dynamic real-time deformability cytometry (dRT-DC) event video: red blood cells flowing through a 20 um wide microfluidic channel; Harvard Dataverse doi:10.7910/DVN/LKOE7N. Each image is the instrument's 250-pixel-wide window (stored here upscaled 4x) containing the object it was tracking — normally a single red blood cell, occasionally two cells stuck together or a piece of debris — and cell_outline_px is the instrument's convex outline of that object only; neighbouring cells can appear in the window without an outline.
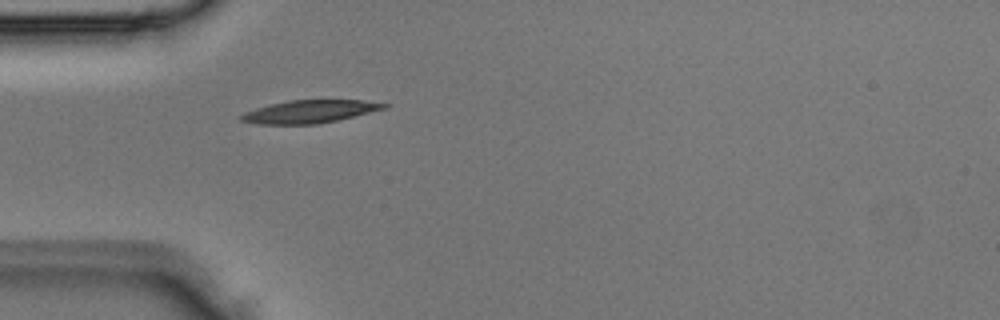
{"species": "Egyptian fruit bat (a non-hibernating species)", "species_latin": "Rousettus aegyptiacus", "temperature_condition": "room temperature", "stored_images_in_passage": 4, "segment_of_instrument_passage": [1, 2], "camera_frame_rate_fps": 3000, "um_per_image_px": 0.085, "animal": {"sex": "male"}, "frame": {"image": 1, "passage_image": 3, "time_ms": 0.667, "image_size_px": [1000, 320], "cell_outline_px": [[392, 104], [388, 108], [336, 120], [316, 124], [256, 124], [240, 120], [240, 116], [244, 112], [256, 108], [288, 100], [364, 100]], "centroid_in_image_um": [26.36, 9.47], "position_along_channel_um": 58.6, "area_um2": 18.96}}